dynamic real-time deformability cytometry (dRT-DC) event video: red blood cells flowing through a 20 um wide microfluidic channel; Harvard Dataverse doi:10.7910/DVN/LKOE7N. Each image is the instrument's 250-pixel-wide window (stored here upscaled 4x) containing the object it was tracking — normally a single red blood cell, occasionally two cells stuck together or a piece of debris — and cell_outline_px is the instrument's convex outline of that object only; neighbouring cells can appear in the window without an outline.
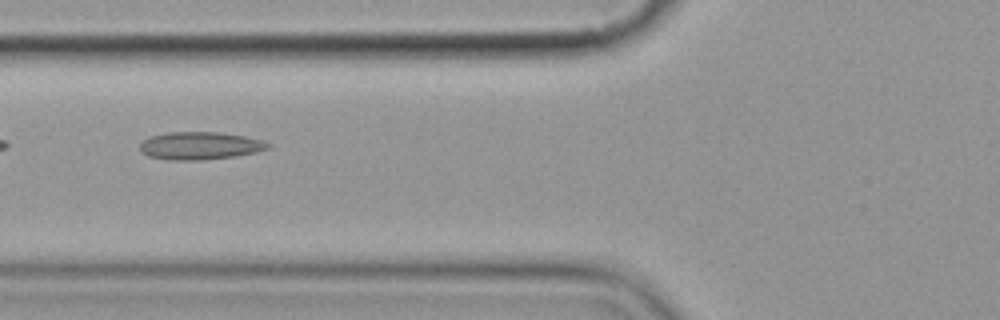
{"species": "common noctule bat (a hibernating species)", "species_latin": "Nyctalus noctula", "temperature_condition": "cold", "stored_images_in_passage": 11, "camera_frame_rate_fps": 3000, "um_per_image_px": 0.085, "animal": {"sex": "female", "body_mass_g": 19.9}, "frame": {"image": 1, "passage_image": 2, "time_ms": 1.0, "image_size_px": [1000, 320], "cell_outline_px": [[272, 148], [256, 152], [236, 156], [200, 160], [172, 160], [148, 156], [140, 152], [140, 144], [148, 136], [168, 132], [216, 132], [244, 136], [260, 140], [272, 144]], "centroid_in_image_um": [16.99, 12.39], "position_along_channel_um": 108.8, "area_um2": 20.75}}
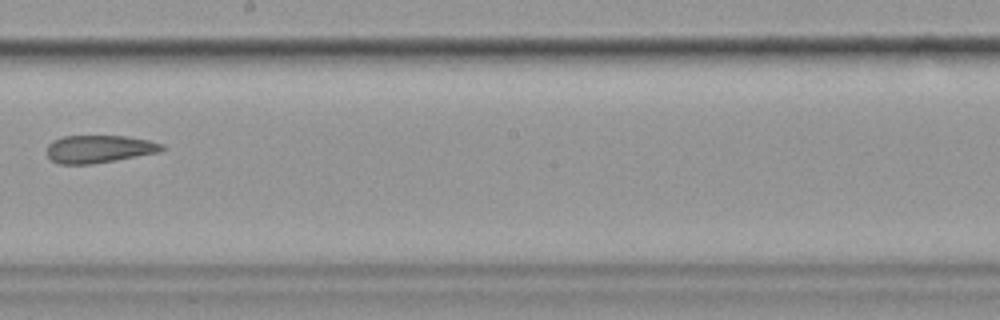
{"frame": {"image": 2, "passage_image": 5, "time_ms": 4.667, "image_size_px": [1000, 320], "cell_outline_px": [[164, 148], [160, 152], [116, 160], [88, 164], [60, 164], [52, 160], [48, 156], [48, 144], [52, 140], [64, 136], [128, 136], [148, 140], [164, 144]], "centroid_in_image_um": [8.44, 12.66], "position_along_channel_um": 239.8, "area_um2": 18.5}}
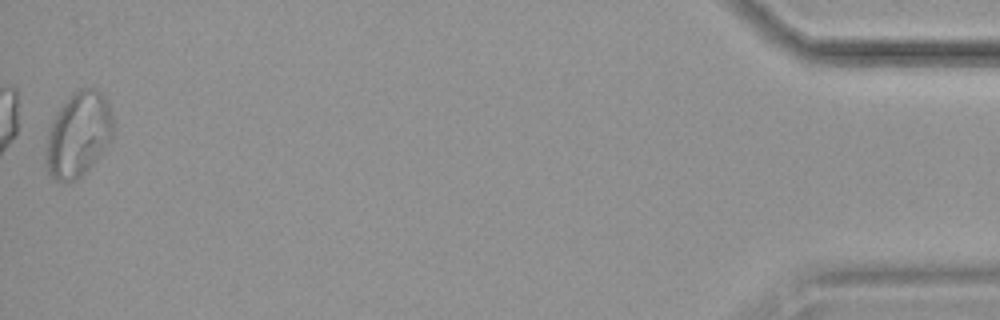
{"frame": {"image": 3, "passage_image": 11, "time_ms": 12.333, "image_size_px": [1000, 320], "cell_outline_px": [[112, 140], [92, 164], [76, 180], [56, 180], [48, 172], [48, 128], [56, 112], [68, 96], [72, 92], [80, 88], [96, 88], [108, 100], [112, 116]], "centroid_in_image_um": [6.69, 11.36], "position_along_channel_um": 428.5, "area_um2": 32.71}}